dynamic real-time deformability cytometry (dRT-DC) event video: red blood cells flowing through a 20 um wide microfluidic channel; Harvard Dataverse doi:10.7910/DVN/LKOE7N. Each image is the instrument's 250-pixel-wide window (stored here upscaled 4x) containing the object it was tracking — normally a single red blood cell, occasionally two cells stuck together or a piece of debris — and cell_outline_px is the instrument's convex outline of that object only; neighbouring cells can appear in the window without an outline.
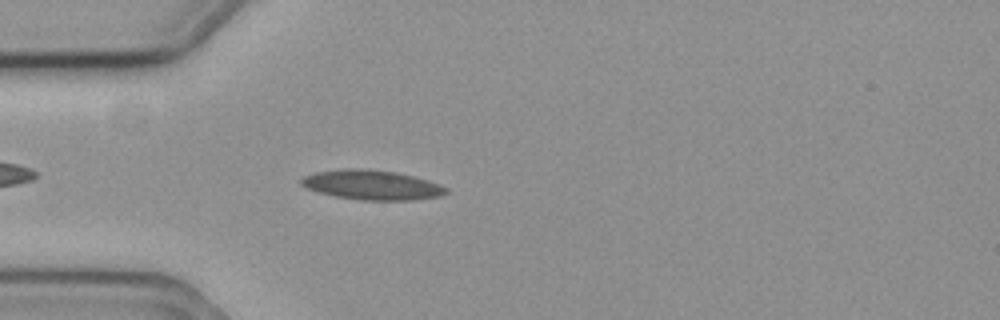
{"species": "common noctule bat (a hibernating species)", "species_latin": "Nyctalus noctula", "temperature_condition": "cold", "stored_images_in_passage": 39, "camera_frame_rate_fps": 3000, "um_per_image_px": 0.085, "animal": {"sex": "female", "body_mass_g": 19.3, "forearm_length_mm": 54.1}, "frame": {"image": 1, "passage_image": 5, "time_ms": 1.333, "image_size_px": [1000, 320], "cell_outline_px": [[448, 192], [440, 196], [412, 200], [364, 200], [336, 196], [320, 192], [308, 188], [300, 184], [300, 180], [304, 176], [316, 172], [344, 168], [360, 168], [396, 172], [428, 180], [440, 184], [448, 188]], "centroid_in_image_um": [31.63, 15.71], "position_along_channel_um": 53.4, "area_um2": 24.85}}
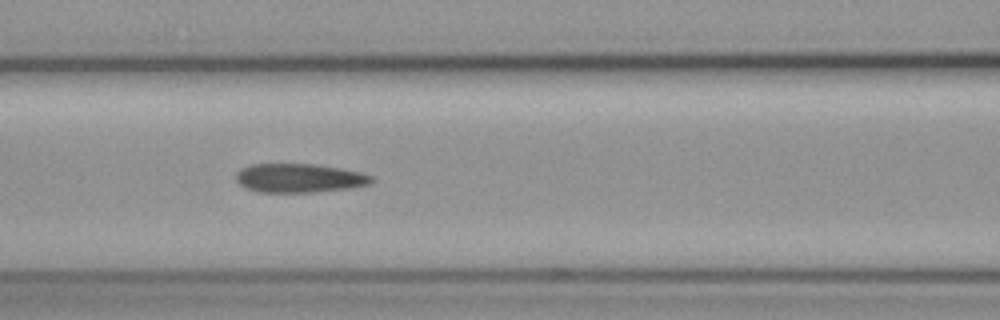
{"frame": {"image": 2, "passage_image": 13, "time_ms": 4.0, "image_size_px": [1000, 320], "cell_outline_px": [[372, 180], [368, 184], [348, 188], [312, 192], [256, 192], [244, 188], [236, 180], [236, 172], [240, 168], [252, 164], [316, 164], [340, 168], [372, 176]], "centroid_in_image_um": [25.34, 15.13], "position_along_channel_um": 141.3, "area_um2": 22.66}}
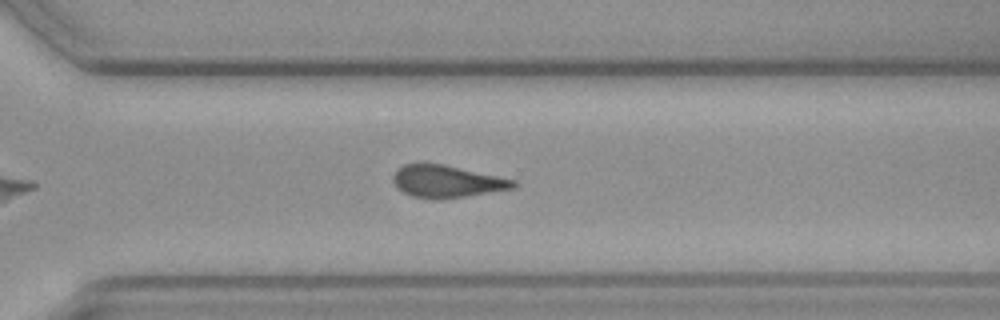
{"frame": {"image": 3, "passage_image": 29, "time_ms": 9.333, "image_size_px": [1000, 320], "cell_outline_px": [[520, 184], [516, 188], [440, 200], [432, 200], [412, 196], [396, 188], [392, 180], [392, 176], [396, 168], [404, 164], [444, 164], [516, 180]], "centroid_in_image_um": [37.97, 15.43], "position_along_channel_um": 332.6, "area_um2": 22.89}, "authors_computed_cell_mechanics": {"area_um2": 22.8888, "velocity_mm_per_s": 3.5966, "shape_relaxation_time_tau1_ms": null, "shape_relaxation_time_tau2_ms": 3.7553, "deformation_change_tau1": null, "deformation_change_tau2": 0.1178}}